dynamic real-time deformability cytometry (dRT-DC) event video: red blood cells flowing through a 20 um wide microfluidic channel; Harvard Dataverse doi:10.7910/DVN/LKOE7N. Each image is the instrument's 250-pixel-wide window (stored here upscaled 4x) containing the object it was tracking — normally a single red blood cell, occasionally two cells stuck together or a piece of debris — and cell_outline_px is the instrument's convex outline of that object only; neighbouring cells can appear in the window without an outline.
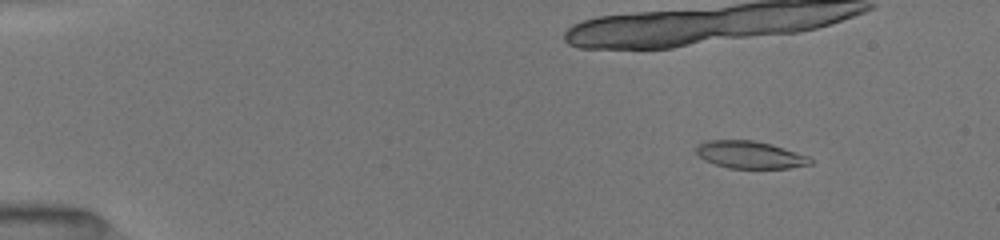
{"species": "common noctule bat (a hibernating species)", "species_latin": "Nyctalus noctula", "temperature_condition": "room temperature", "stored_images_in_passage": 14, "camera_frame_rate_fps": 3000, "um_per_image_px": 0.085, "animal": {"sex": "female", "body_mass_g": 19.5, "forearm_length_mm": 54.1}, "frame": {"image": 1, "passage_image": 3, "time_ms": 1.333, "image_size_px": [1000, 240], "cell_outline_px": [[812, 164], [788, 168], [728, 168], [704, 160], [696, 152], [696, 148], [700, 144], [708, 140], [752, 140], [768, 144], [808, 156], [812, 160]], "centroid_in_image_um": [63.73, 13.16], "position_along_channel_um": 21.3, "area_um2": 17.8}}
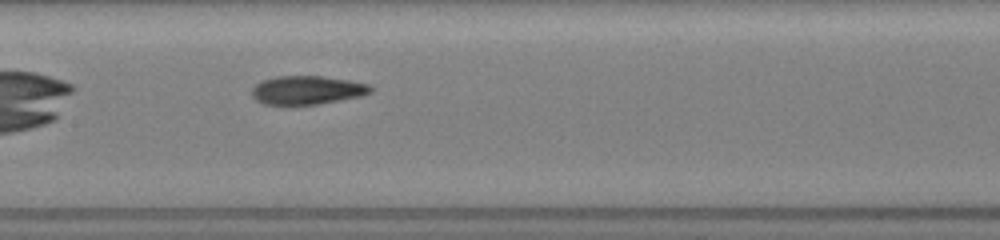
{"frame": {"image": 2, "passage_image": 14, "time_ms": 8.667, "image_size_px": [1000, 240], "cell_outline_px": [[372, 92], [360, 96], [320, 104], [264, 104], [256, 100], [252, 96], [252, 88], [256, 84], [264, 80], [276, 76], [324, 76], [348, 80], [368, 84], [372, 88]], "centroid_in_image_um": [26.11, 7.65], "position_along_channel_um": 181.3, "area_um2": 19.65}}